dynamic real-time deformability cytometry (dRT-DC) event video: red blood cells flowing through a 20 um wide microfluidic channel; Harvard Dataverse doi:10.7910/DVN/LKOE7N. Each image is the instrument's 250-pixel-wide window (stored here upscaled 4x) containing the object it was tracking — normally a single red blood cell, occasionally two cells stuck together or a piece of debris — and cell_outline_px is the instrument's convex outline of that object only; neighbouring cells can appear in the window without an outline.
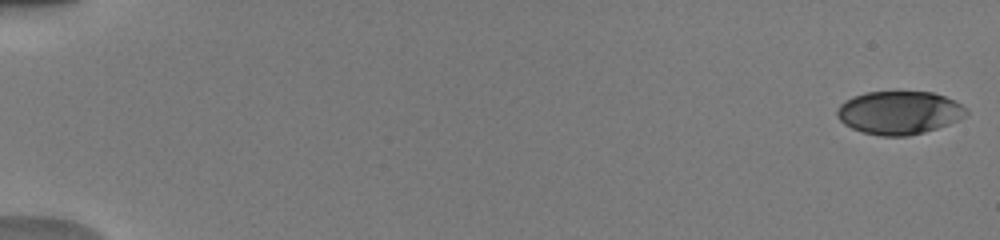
{"species": "human", "species_latin": "Homo sapiens", "temperature_condition": "warm", "stored_images_in_passage": 52, "camera_frame_rate_fps": 3000, "um_per_image_px": 0.085, "donor": {"sex": "male"}, "frame": {"image": 1, "passage_image": 1, "time_ms": 0.0, "image_size_px": [1000, 240], "cell_outline_px": [[968, 112], [964, 116], [948, 124], [924, 132], [908, 136], [880, 136], [864, 132], [852, 128], [844, 124], [836, 116], [836, 108], [844, 100], [852, 96], [864, 92], [932, 92], [944, 96], [960, 104]], "centroid_in_image_um": [76.36, 9.57], "position_along_channel_um": 8.6, "area_um2": 32.37}}
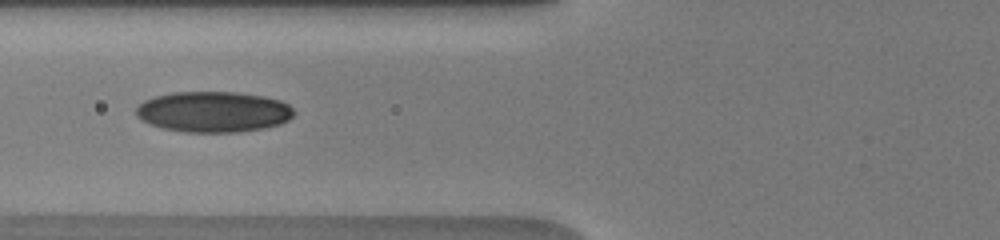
{"frame": {"image": 2, "passage_image": 22, "time_ms": 7.0, "image_size_px": [1000, 240], "cell_outline_px": [[296, 112], [288, 120], [280, 124], [264, 128], [240, 132], [184, 132], [164, 128], [140, 120], [136, 116], [136, 108], [144, 100], [152, 96], [172, 92], [236, 92], [264, 96], [280, 100], [288, 104]], "centroid_in_image_um": [18.14, 9.5], "position_along_channel_um": 107.7, "area_um2": 37.69}}
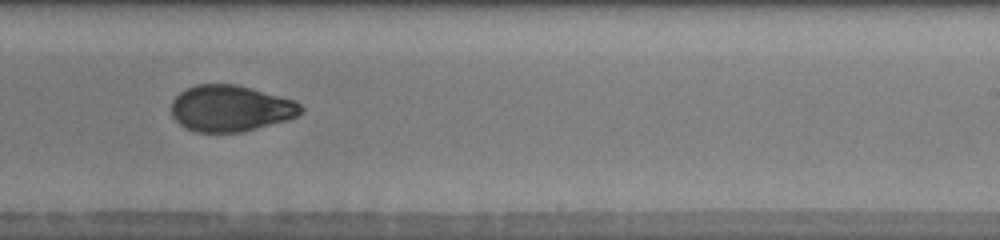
{"frame": {"image": 3, "passage_image": 34, "time_ms": 11.0, "image_size_px": [1000, 240], "cell_outline_px": [[304, 112], [288, 120], [244, 132], [196, 132], [184, 128], [172, 116], [172, 100], [180, 92], [196, 84], [236, 84], [252, 88], [296, 100], [304, 108]], "centroid_in_image_um": [19.63, 9.22], "position_along_channel_um": 269.4, "area_um2": 35.26}, "authors_computed_cell_mechanics": {"area_um2": 34.7378, "velocity_mm_per_s": 4.0394, "shape_relaxation_time_tau1_ms": 6.2192, "shape_relaxation_time_tau2_ms": 1.5787, "deformation_change_tau1": 0.1907, "deformation_change_tau2": 0.0573}}